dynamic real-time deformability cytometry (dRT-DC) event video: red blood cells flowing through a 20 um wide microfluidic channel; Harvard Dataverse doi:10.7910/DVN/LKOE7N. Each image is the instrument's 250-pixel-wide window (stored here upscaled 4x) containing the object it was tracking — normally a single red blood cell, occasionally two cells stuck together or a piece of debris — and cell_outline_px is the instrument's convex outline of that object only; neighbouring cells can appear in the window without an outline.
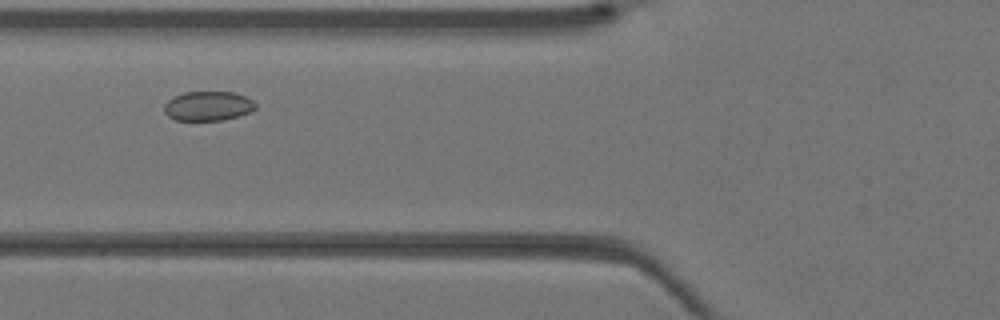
{"species": "Egyptian fruit bat (a non-hibernating species)", "species_latin": "Rousettus aegyptiacus", "temperature_condition": "warm", "stored_images_in_passage": 31, "camera_frame_rate_fps": 3000, "um_per_image_px": 0.085, "animal": {"sex": "female"}, "frame": {"image": 1, "passage_image": 7, "time_ms": 2.0, "image_size_px": [1000, 320], "cell_outline_px": [[256, 108], [252, 112], [224, 120], [176, 120], [168, 116], [164, 112], [164, 104], [172, 96], [184, 92], [232, 92], [244, 96], [252, 100], [256, 104]], "centroid_in_image_um": [17.67, 9.01], "position_along_channel_um": 108.1, "area_um2": 15.78}}
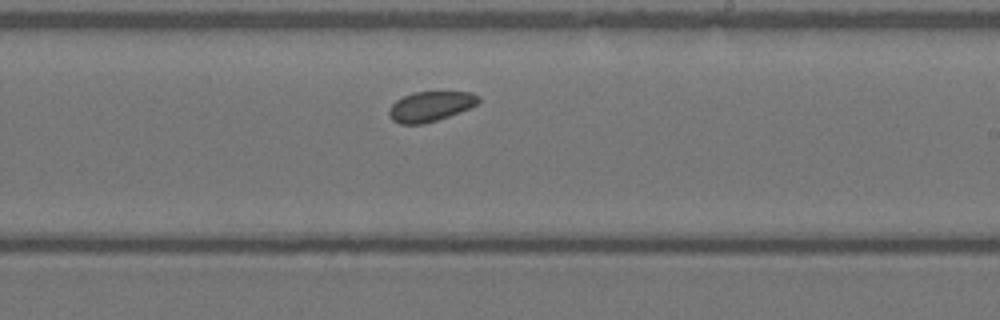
{"frame": {"image": 2, "passage_image": 16, "time_ms": 5.0, "image_size_px": [1000, 320], "cell_outline_px": [[480, 100], [476, 104], [468, 108], [448, 116], [424, 124], [400, 124], [392, 120], [388, 112], [392, 104], [396, 100], [404, 96], [416, 92], [472, 92], [480, 96]], "centroid_in_image_um": [36.58, 9.04], "position_along_channel_um": 252.4, "area_um2": 15.43}}
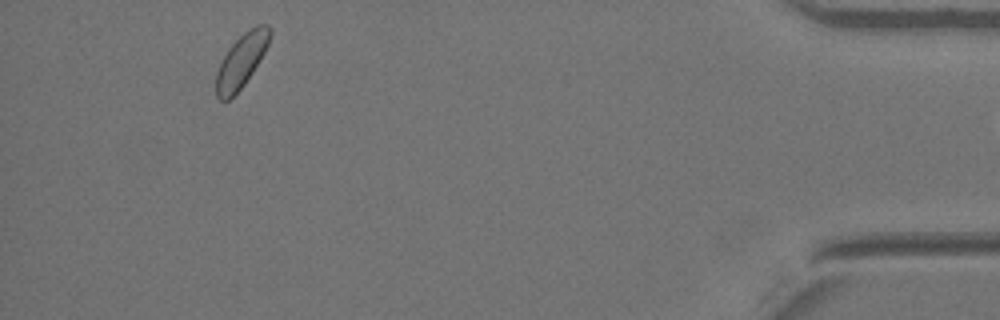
{"frame": {"image": 3, "passage_image": 30, "time_ms": 9.667, "image_size_px": [1000, 320], "cell_outline_px": [[272, 32], [268, 44], [264, 52], [252, 72], [244, 84], [228, 100], [220, 100], [216, 96], [216, 72], [228, 48], [248, 28], [256, 24], [268, 24], [272, 28]], "centroid_in_image_um": [20.53, 5.11], "position_along_channel_um": 414.7, "area_um2": 16.59}}